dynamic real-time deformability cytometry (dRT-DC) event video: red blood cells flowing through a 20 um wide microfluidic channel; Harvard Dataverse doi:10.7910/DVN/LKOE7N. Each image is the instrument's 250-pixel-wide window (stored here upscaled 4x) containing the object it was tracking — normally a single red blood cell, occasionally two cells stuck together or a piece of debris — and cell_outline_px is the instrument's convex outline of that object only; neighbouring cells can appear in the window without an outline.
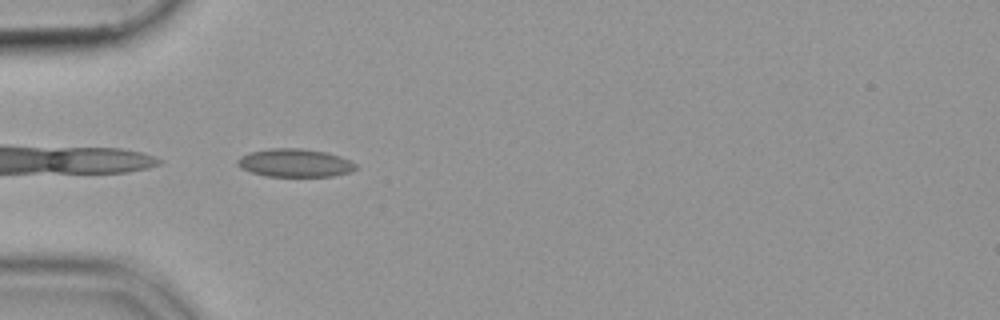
{"species": "common noctule bat (a hibernating species)", "species_latin": "Nyctalus noctula", "temperature_condition": "cold", "stored_images_in_passage": 33, "camera_frame_rate_fps": 3000, "um_per_image_px": 0.085, "animal": {"sex": "female", "body_mass_g": 19.9}, "frame": {"image": 1, "passage_image": 1, "time_ms": 0.0, "image_size_px": [1000, 320], "cell_outline_px": [[360, 168], [348, 172], [332, 176], [264, 176], [240, 168], [236, 164], [236, 160], [240, 156], [248, 152], [272, 148], [300, 148], [324, 152], [340, 156], [356, 164]], "centroid_in_image_um": [25.03, 13.84], "position_along_channel_um": 60.0, "area_um2": 19.42}}